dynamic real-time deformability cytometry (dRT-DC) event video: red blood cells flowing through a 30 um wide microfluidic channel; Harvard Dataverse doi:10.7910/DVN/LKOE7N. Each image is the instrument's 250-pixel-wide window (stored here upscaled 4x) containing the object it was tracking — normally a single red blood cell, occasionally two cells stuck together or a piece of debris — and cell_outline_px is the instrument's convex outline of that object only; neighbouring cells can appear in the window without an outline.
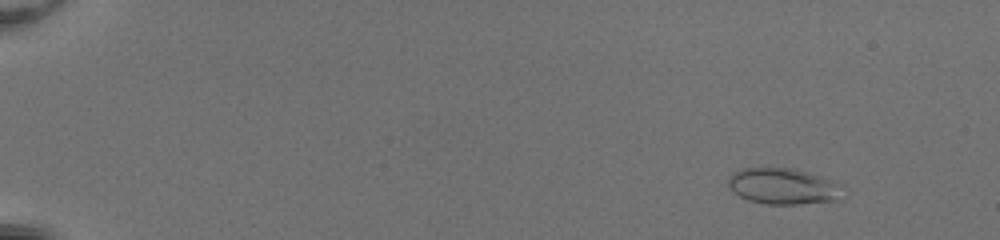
{"species": "common noctule bat (a hibernating species)", "species_latin": "Nyctalus noctula", "temperature_condition": "room temperature", "stored_images_in_passage": 54, "camera_frame_rate_fps": 3000, "um_per_image_px": 0.085, "animal": {"sex": "female", "body_mass_g": 20.0, "forearm_length_mm": 54.0}, "frame": {"image": 1, "passage_image": 7, "time_ms": 2.0, "image_size_px": [1000, 240], "cell_outline_px": [[836, 200], [796, 204], [764, 204], [748, 200], [740, 196], [728, 184], [728, 176], [732, 172], [744, 168], [796, 168], [820, 176], [836, 184]], "centroid_in_image_um": [66.42, 15.81], "position_along_channel_um": 18.6, "area_um2": 23.29}}
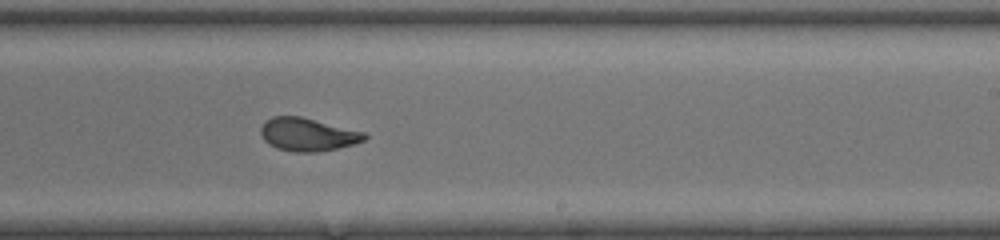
{"frame": {"image": 2, "passage_image": 36, "time_ms": 11.667, "image_size_px": [1000, 240], "cell_outline_px": [[368, 136], [364, 140], [352, 144], [336, 148], [316, 152], [296, 152], [276, 148], [268, 144], [264, 140], [260, 132], [260, 128], [264, 120], [272, 116], [300, 116], [364, 132]], "centroid_in_image_um": [26.1, 11.42], "position_along_channel_um": 262.9, "area_um2": 19.88}}
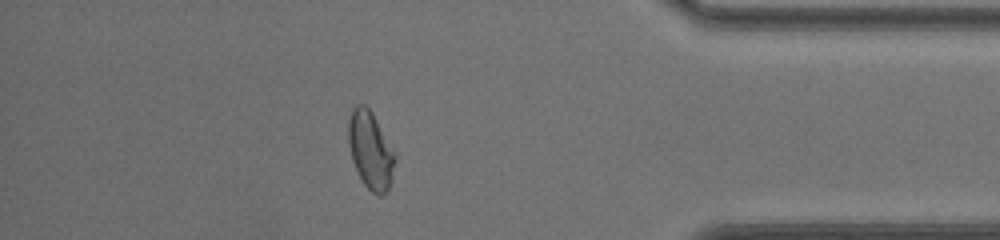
{"frame": {"image": 3, "passage_image": 48, "time_ms": 15.667, "image_size_px": [1000, 240], "cell_outline_px": [[396, 156], [388, 188], [380, 196], [372, 192], [364, 184], [352, 160], [348, 144], [348, 120], [352, 108], [356, 104], [364, 104], [372, 112], [396, 152]], "centroid_in_image_um": [31.48, 12.71], "position_along_channel_um": 403.7, "area_um2": 20.92}, "authors_computed_cell_mechanics": {"area_um2": 21.1548, "velocity_mm_per_s": 4.1433, "shape_relaxation_time_tau1_ms": 4.0159, "shape_relaxation_time_tau2_ms": 0.7337, "deformation_change_tau1": 0.1627, "deformation_change_tau2": 0.0518}}